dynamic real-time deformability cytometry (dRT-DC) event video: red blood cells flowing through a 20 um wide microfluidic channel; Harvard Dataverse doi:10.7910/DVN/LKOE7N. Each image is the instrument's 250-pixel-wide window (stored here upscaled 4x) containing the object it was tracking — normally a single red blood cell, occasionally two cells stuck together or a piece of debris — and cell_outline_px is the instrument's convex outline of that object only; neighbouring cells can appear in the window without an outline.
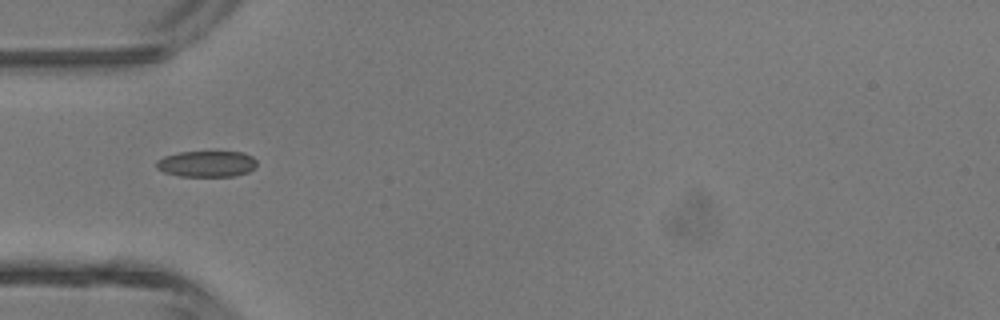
{"species": "common noctule bat (a hibernating species)", "species_latin": "Nyctalus noctula", "temperature_condition": "room temperature", "stored_images_in_passage": 2, "camera_frame_rate_fps": 3000, "um_per_image_px": 0.085, "animal": {"sex": "male", "body_mass_g": 13.3}, "frame": {"image": 1, "passage_image": 1, "time_ms": 0.0, "image_size_px": [1000, 320], "cell_outline_px": [[256, 164], [248, 172], [236, 176], [180, 176], [164, 172], [156, 168], [156, 160], [164, 156], [180, 152], [244, 152], [252, 156], [256, 160]], "centroid_in_image_um": [17.55, 13.93], "position_along_channel_um": 67.4, "area_um2": 15.26}}
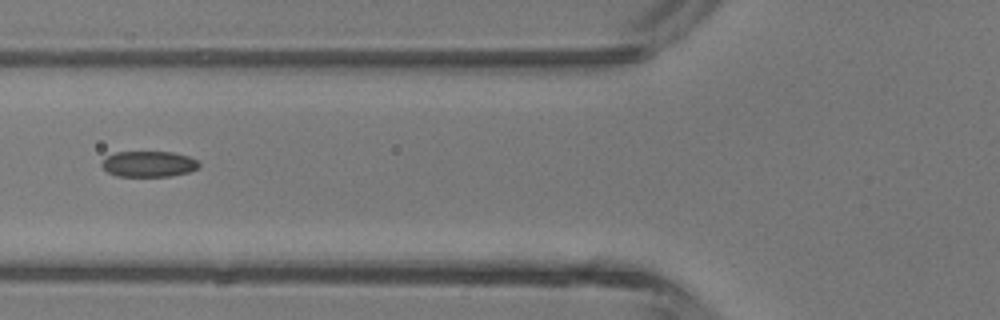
{"frame": {"image": 2, "passage_image": 2, "time_ms": 1.0, "image_size_px": [1000, 320], "cell_outline_px": [[200, 164], [196, 168], [188, 172], [168, 176], [116, 176], [108, 172], [100, 164], [108, 156], [116, 152], [172, 152], [188, 156], [196, 160]], "centroid_in_image_um": [12.62, 13.94], "position_along_channel_um": 113.2, "area_um2": 14.39}}